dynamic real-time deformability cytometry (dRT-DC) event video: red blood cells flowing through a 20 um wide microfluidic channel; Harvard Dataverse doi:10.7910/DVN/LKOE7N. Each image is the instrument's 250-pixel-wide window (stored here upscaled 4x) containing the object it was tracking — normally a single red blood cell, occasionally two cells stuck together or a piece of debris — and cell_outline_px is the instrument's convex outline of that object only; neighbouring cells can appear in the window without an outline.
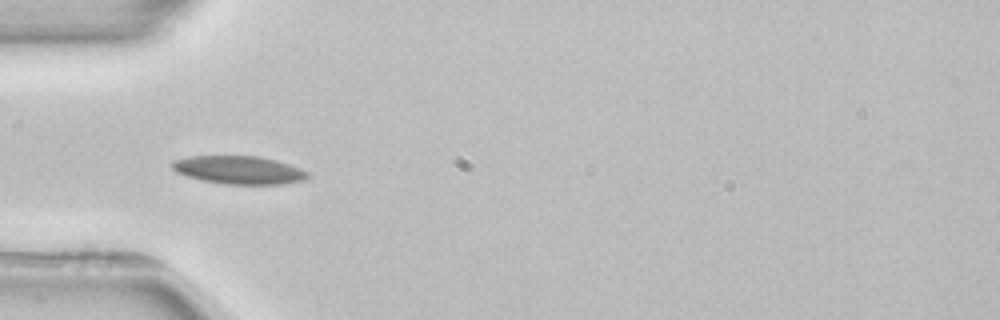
{"species": "common noctule bat (a hibernating species)", "species_latin": "Nyctalus noctula", "temperature_condition": "room temperature", "stored_images_in_passage": 5, "camera_frame_rate_fps": 3000, "um_per_image_px": 0.085, "animal": {"sex": "female", "body_mass_g": 22.7, "forearm_length_mm": 54.2}, "frame": {"image": 1, "passage_image": 4, "time_ms": 5.0, "image_size_px": [1000, 320], "cell_outline_px": [[308, 176], [304, 180], [280, 184], [224, 184], [204, 180], [188, 176], [176, 172], [172, 168], [172, 160], [188, 156], [260, 156], [276, 160], [300, 168], [308, 172]], "centroid_in_image_um": [20.29, 14.44], "position_along_channel_um": 64.7, "area_um2": 22.08}}